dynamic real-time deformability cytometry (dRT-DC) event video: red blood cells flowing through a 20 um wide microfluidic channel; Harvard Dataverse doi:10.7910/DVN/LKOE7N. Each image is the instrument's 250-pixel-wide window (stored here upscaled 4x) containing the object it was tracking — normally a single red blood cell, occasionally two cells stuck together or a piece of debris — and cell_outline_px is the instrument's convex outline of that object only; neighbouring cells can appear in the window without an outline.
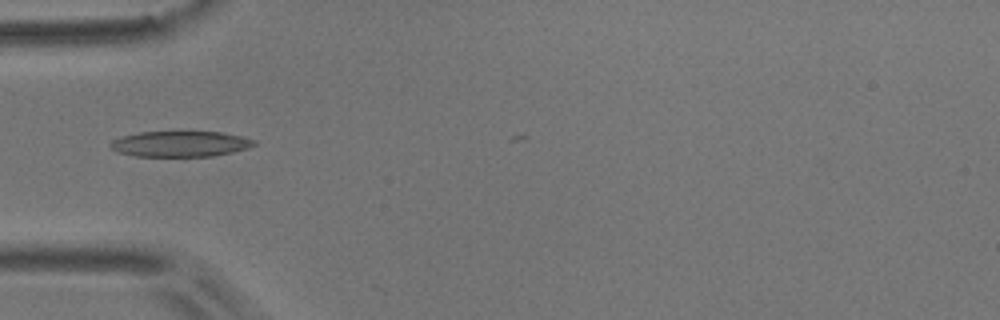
{"species": "common noctule bat (a hibernating species)", "species_latin": "Nyctalus noctula", "temperature_condition": "room temperature", "stored_images_in_passage": 4, "camera_frame_rate_fps": 3000, "um_per_image_px": 0.085, "animal": {"sex": "male", "body_mass_g": 17.9}, "frame": {"image": 1, "passage_image": 2, "time_ms": 0.333, "image_size_px": [1000, 320], "cell_outline_px": [[256, 144], [248, 148], [232, 152], [212, 156], [184, 160], [136, 156], [116, 152], [108, 144], [112, 140], [124, 136], [140, 132], [220, 132], [240, 136], [256, 140]], "centroid_in_image_um": [15.3, 12.29], "position_along_channel_um": 69.7, "area_um2": 22.43}}